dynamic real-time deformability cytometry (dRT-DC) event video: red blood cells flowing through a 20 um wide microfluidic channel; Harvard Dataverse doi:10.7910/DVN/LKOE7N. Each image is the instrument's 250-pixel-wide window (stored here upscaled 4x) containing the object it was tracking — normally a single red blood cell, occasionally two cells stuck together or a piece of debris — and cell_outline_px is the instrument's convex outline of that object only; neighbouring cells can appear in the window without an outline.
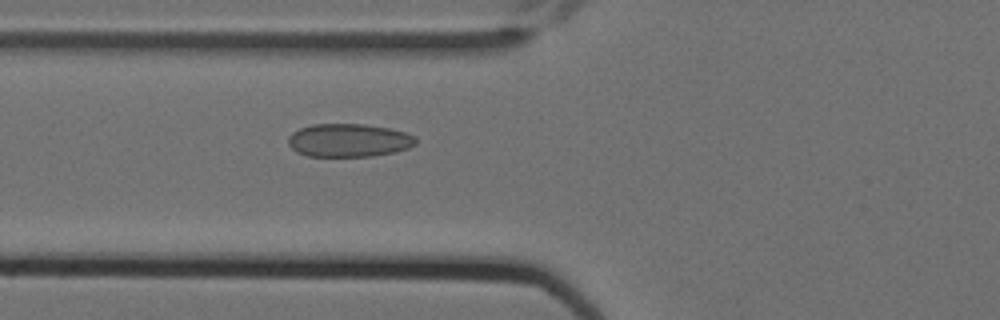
{"species": "Egyptian fruit bat (a non-hibernating species)", "species_latin": "Rousettus aegyptiacus", "temperature_condition": "cold", "stored_images_in_passage": 5, "camera_frame_rate_fps": 3000, "um_per_image_px": 0.085, "animal": {"sex": "female"}, "frame": {"image": 1, "passage_image": 5, "time_ms": 1.333, "image_size_px": [1000, 320], "cell_outline_px": [[416, 144], [408, 148], [396, 152], [372, 156], [308, 156], [296, 152], [288, 144], [288, 136], [292, 132], [300, 128], [312, 124], [360, 124], [388, 128], [404, 132], [412, 136], [416, 140]], "centroid_in_image_um": [29.61, 11.93], "position_along_channel_um": 96.2, "area_um2": 24.62}}